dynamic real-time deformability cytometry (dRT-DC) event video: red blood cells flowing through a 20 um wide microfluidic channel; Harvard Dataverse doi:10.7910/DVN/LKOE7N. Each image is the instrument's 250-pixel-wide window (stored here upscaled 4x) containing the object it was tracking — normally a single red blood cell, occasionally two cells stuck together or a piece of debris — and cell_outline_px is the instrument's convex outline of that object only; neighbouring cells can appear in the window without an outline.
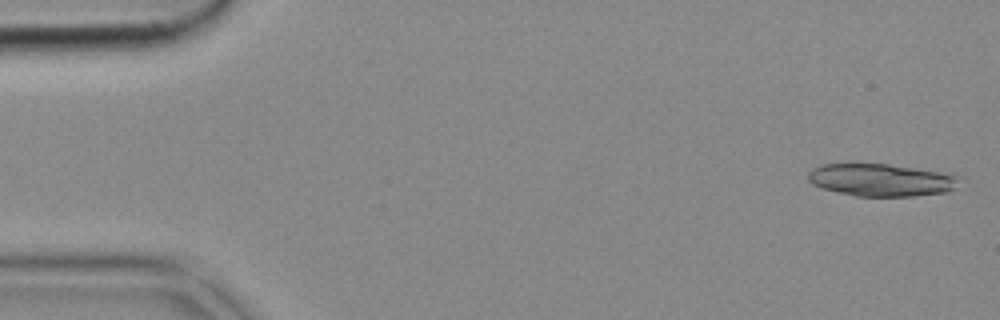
{"species": "common noctule bat (a hibernating species)", "species_latin": "Nyctalus noctula", "temperature_condition": "cold", "stored_images_in_passage": 52, "segment_of_instrument_passage": [1, 2], "camera_frame_rate_fps": 3000, "um_per_image_px": 0.085, "animal": {"sex": "female", "body_mass_g": 18.4}, "frame": {"image": 1, "passage_image": 1, "time_ms": 0.0, "image_size_px": [1000, 320], "cell_outline_px": [[960, 176], [952, 188], [944, 192], [916, 196], [856, 196], [836, 192], [820, 188], [812, 184], [808, 180], [808, 172], [812, 168], [820, 164], [888, 164], [956, 172]], "centroid_in_image_um": [74.91, 15.28], "position_along_channel_um": 10.1, "area_um2": 29.07}}
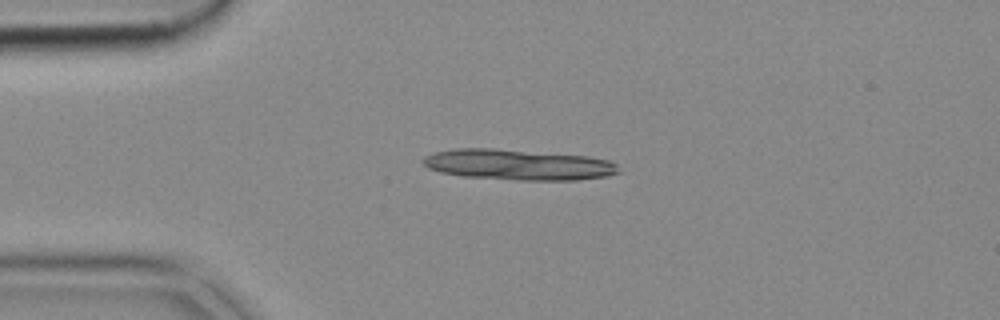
{"frame": {"image": 2, "passage_image": 11, "time_ms": 3.333, "image_size_px": [1000, 320], "cell_outline_px": [[620, 172], [608, 176], [576, 180], [520, 180], [464, 176], [440, 172], [428, 168], [420, 160], [424, 156], [436, 152], [456, 148], [496, 148], [588, 156], [608, 160], [616, 164]], "centroid_in_image_um": [44.04, 13.99], "position_along_channel_um": 41.0, "area_um2": 35.03}}